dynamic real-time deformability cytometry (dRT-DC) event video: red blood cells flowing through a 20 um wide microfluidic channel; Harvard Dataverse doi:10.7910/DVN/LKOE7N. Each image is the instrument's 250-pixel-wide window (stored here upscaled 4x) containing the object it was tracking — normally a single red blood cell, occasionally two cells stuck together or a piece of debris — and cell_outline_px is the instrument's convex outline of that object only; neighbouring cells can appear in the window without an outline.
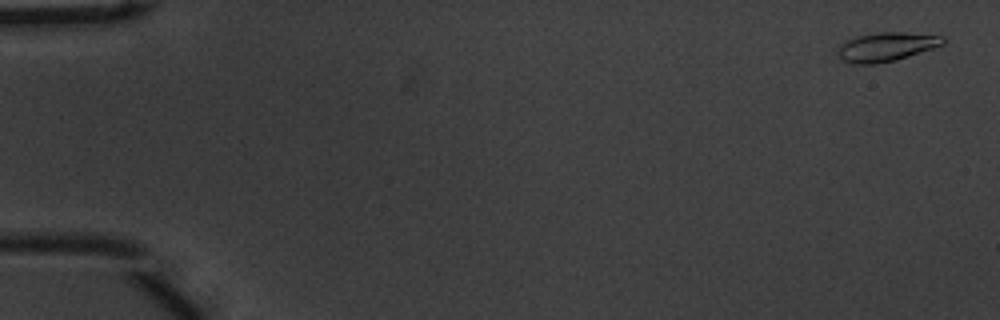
{"species": "common noctule bat (a hibernating species)", "species_latin": "Nyctalus noctula", "temperature_condition": "warm", "stored_images_in_passage": 30, "camera_frame_rate_fps": 3000, "um_per_image_px": 0.085, "animal": {"sex": "male", "body_mass_g": 20.1, "forearm_length_mm": 53.5}, "frame": {"image": 1, "passage_image": 2, "time_ms": 0.333, "image_size_px": [1000, 320], "cell_outline_px": [[948, 40], [944, 44], [896, 60], [876, 64], [852, 64], [844, 60], [836, 52], [836, 48], [840, 44], [856, 36], [880, 32], [904, 32], [944, 36]], "centroid_in_image_um": [75.34, 3.97], "position_along_channel_um": 9.7, "area_um2": 17.8}}
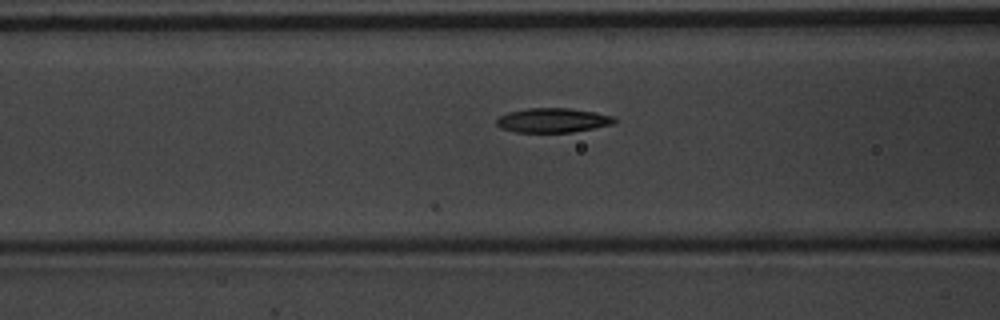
{"frame": {"image": 2, "passage_image": 23, "time_ms": 7.333, "image_size_px": [1000, 320], "cell_outline_px": [[616, 124], [572, 132], [516, 132], [500, 128], [496, 124], [496, 120], [500, 116], [508, 112], [528, 108], [572, 108], [596, 112], [612, 116], [616, 120]], "centroid_in_image_um": [47.0, 10.22], "position_along_channel_um": 119.6, "area_um2": 16.88}}
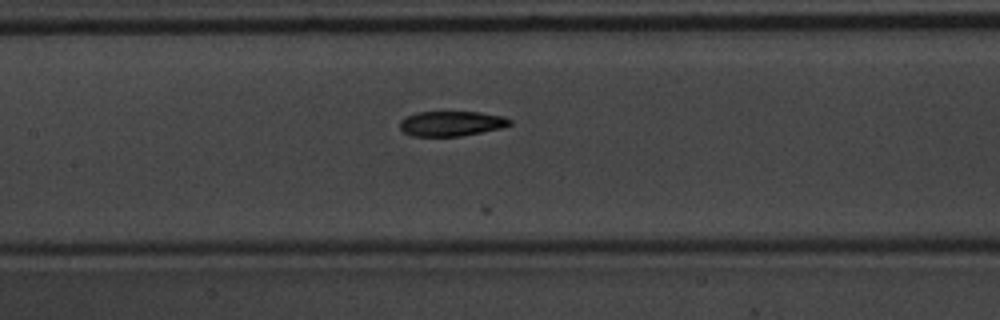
{"frame": {"image": 3, "passage_image": 27, "time_ms": 8.667, "image_size_px": [1000, 320], "cell_outline_px": [[512, 124], [500, 128], [460, 136], [412, 136], [404, 132], [400, 128], [400, 120], [416, 112], [480, 112], [504, 116], [512, 120]], "centroid_in_image_um": [38.37, 10.49], "position_along_channel_um": 169.0, "area_um2": 15.95}}